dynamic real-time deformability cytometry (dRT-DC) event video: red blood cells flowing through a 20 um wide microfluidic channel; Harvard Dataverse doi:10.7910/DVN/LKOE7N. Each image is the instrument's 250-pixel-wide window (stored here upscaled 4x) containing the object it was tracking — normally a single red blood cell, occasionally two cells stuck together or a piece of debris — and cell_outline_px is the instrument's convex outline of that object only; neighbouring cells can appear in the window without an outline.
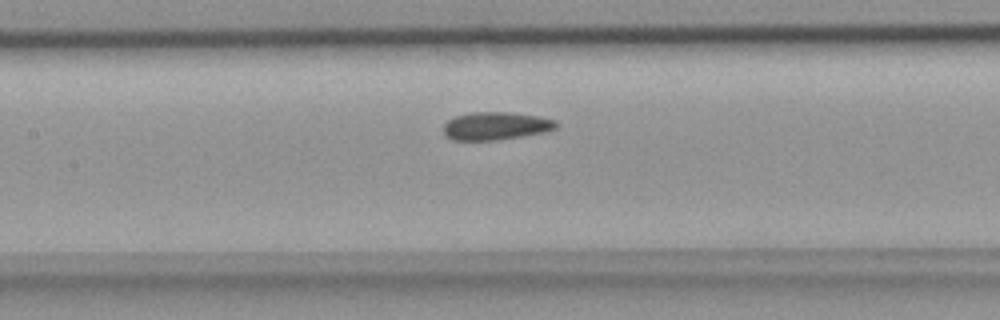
{"species": "common noctule bat (a hibernating species)", "species_latin": "Nyctalus noctula", "temperature_condition": "room temperature", "stored_images_in_passage": 31, "camera_frame_rate_fps": 3000, "um_per_image_px": 0.085, "animal": {"sex": "female", "body_mass_g": 18.4}, "frame": {"image": 1, "passage_image": 10, "time_ms": 3.0, "image_size_px": [1000, 320], "cell_outline_px": [[556, 128], [544, 132], [496, 140], [452, 140], [444, 132], [444, 124], [448, 120], [456, 116], [472, 112], [512, 112], [540, 116], [556, 120]], "centroid_in_image_um": [42.15, 10.69], "position_along_channel_um": 165.3, "area_um2": 18.21}}
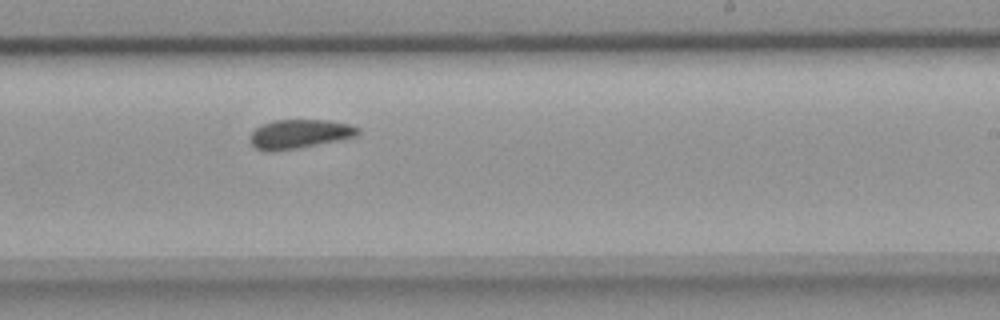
{"frame": {"image": 2, "passage_image": 17, "time_ms": 5.333, "image_size_px": [1000, 320], "cell_outline_px": [[360, 132], [356, 136], [340, 140], [296, 148], [272, 152], [268, 152], [256, 148], [248, 140], [248, 136], [260, 124], [276, 120], [328, 120], [348, 124], [360, 128]], "centroid_in_image_um": [25.42, 11.39], "position_along_channel_um": 263.6, "area_um2": 18.32}}
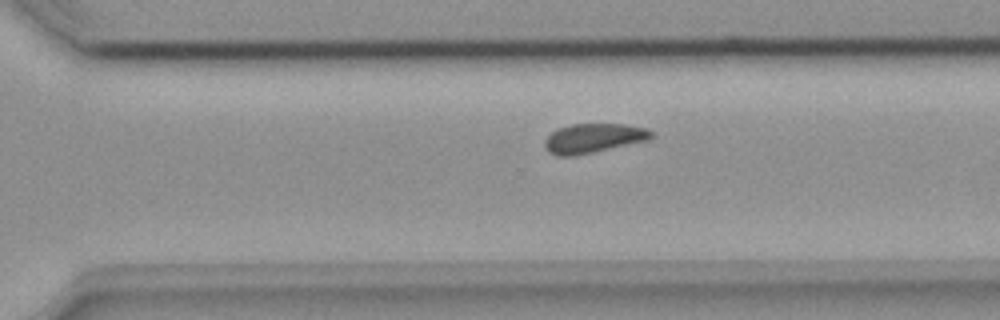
{"frame": {"image": 3, "passage_image": 21, "time_ms": 6.667, "image_size_px": [1000, 320], "cell_outline_px": [[652, 136], [648, 140], [592, 152], [572, 156], [556, 156], [548, 152], [544, 144], [544, 140], [556, 128], [572, 124], [624, 124], [648, 128], [652, 132]], "centroid_in_image_um": [50.41, 11.74], "position_along_channel_um": 320.2, "area_um2": 18.15}}